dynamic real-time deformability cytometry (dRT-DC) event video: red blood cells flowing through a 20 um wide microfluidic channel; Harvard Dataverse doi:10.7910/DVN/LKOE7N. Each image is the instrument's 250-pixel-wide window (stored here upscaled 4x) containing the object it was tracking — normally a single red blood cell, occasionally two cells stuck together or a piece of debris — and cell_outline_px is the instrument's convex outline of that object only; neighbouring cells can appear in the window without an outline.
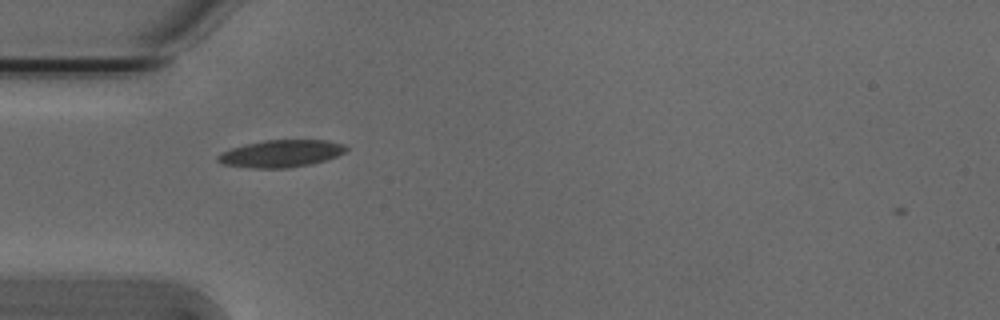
{"species": "Egyptian fruit bat (a non-hibernating species)", "species_latin": "Rousettus aegyptiacus", "temperature_condition": "cold", "stored_images_in_passage": 39, "camera_frame_rate_fps": 3000, "um_per_image_px": 0.085, "animal": {"sex": "male"}, "frame": {"image": 1, "passage_image": 2, "time_ms": 0.333, "image_size_px": [1000, 320], "cell_outline_px": [[348, 148], [344, 152], [336, 156], [324, 160], [308, 164], [288, 168], [252, 168], [224, 164], [216, 160], [216, 156], [220, 152], [244, 144], [264, 140], [328, 140], [344, 144]], "centroid_in_image_um": [23.85, 13.04], "position_along_channel_um": 61.1, "area_um2": 20.29}}
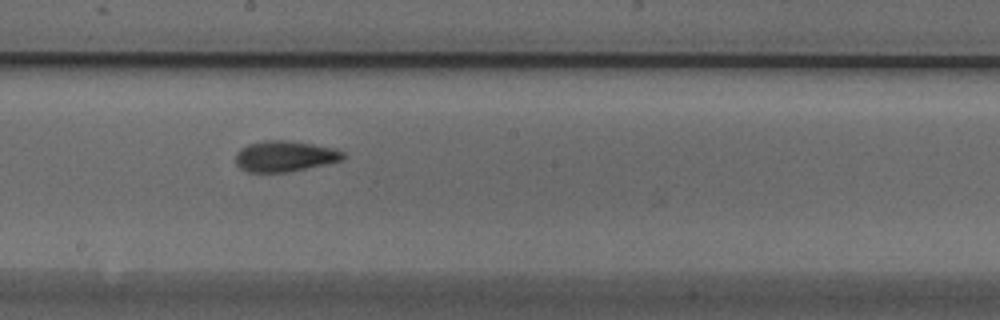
{"frame": {"image": 2, "passage_image": 15, "time_ms": 4.667, "image_size_px": [1000, 320], "cell_outline_px": [[344, 156], [340, 160], [288, 172], [248, 172], [240, 168], [236, 164], [236, 152], [240, 148], [248, 144], [264, 140], [288, 140], [336, 148], [344, 152]], "centroid_in_image_um": [24.16, 13.27], "position_along_channel_um": 224.0, "area_um2": 19.19}}
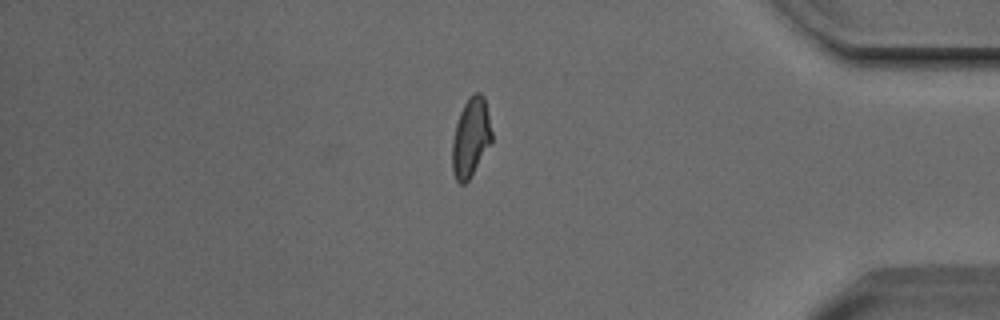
{"frame": {"image": 3, "passage_image": 31, "time_ms": 10.0, "image_size_px": [1000, 320], "cell_outline_px": [[492, 144], [468, 180], [464, 184], [460, 184], [456, 180], [452, 172], [452, 140], [456, 124], [460, 112], [464, 104], [476, 92], [480, 92], [484, 96], [492, 132]], "centroid_in_image_um": [40.02, 11.72], "position_along_channel_um": 395.2, "area_um2": 18.21}, "authors_computed_cell_mechanics": {"area_um2": 18.3804, "velocity_mm_per_s": 3.8076, "shape_relaxation_time_tau1_ms": 4.7377, "shape_relaxation_time_tau2_ms": 2.2329, "deformation_change_tau1": 0.1595, "deformation_change_tau2": 0.0849}}